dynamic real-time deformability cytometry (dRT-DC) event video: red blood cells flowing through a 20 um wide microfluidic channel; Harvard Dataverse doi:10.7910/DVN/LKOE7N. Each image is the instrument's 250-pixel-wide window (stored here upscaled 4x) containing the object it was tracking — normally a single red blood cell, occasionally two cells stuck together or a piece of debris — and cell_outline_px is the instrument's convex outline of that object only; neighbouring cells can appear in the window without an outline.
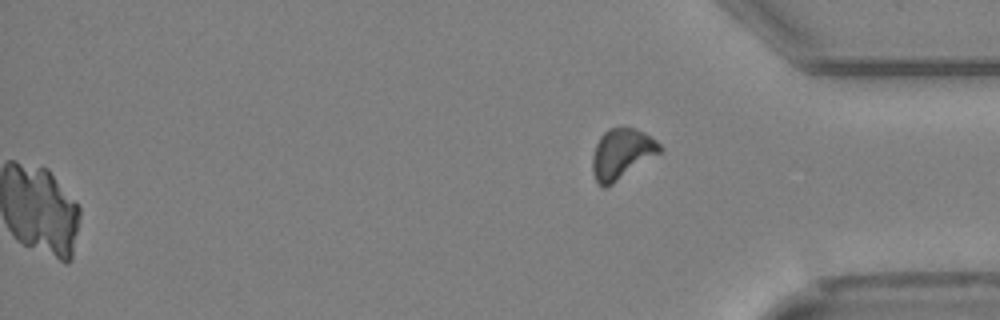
{"species": "Egyptian fruit bat (a non-hibernating species)", "species_latin": "Rousettus aegyptiacus", "temperature_condition": "cold", "stored_images_in_passage": 51, "camera_frame_rate_fps": 3000, "um_per_image_px": 0.085, "animal": {"sex": "female"}, "frame": {"image": 1, "passage_image": 51, "time_ms": 16.667, "image_size_px": [1000, 320], "cell_outline_px": [[664, 152], [612, 184], [604, 188], [596, 184], [592, 168], [592, 156], [596, 144], [600, 136], [608, 128], [636, 128], [644, 132], [656, 140], [664, 148]], "centroid_in_image_um": [52.88, 13.09], "position_along_channel_um": 382.3, "area_um2": 20.17}}